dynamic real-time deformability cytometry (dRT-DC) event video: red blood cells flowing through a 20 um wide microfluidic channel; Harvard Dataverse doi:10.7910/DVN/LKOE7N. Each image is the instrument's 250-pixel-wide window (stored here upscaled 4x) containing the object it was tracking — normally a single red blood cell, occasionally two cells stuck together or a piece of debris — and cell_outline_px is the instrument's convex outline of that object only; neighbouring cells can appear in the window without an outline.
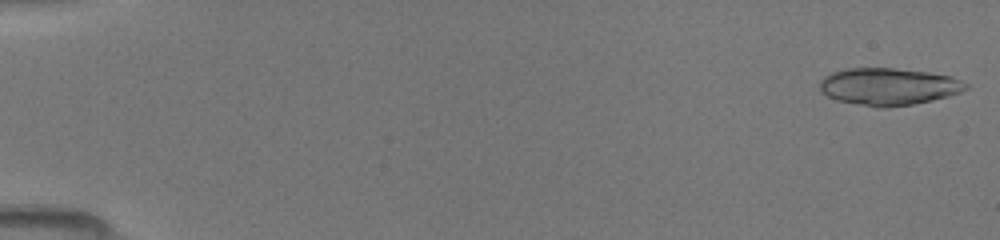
{"species": "common noctule bat (a hibernating species)", "species_latin": "Nyctalus noctula", "temperature_condition": "room temperature", "stored_images_in_passage": 30, "camera_frame_rate_fps": 3000, "um_per_image_px": 0.085, "animal": {"sex": "female", "body_mass_g": 19.5, "forearm_length_mm": 54.1}, "frame": {"image": 1, "passage_image": 1, "time_ms": 0.0, "image_size_px": [1000, 240], "cell_outline_px": [[968, 88], [960, 92], [948, 96], [932, 100], [912, 104], [884, 108], [836, 100], [820, 92], [820, 80], [824, 76], [832, 72], [848, 68], [896, 68], [928, 72], [952, 76], [968, 84]], "centroid_in_image_um": [75.52, 7.35], "position_along_channel_um": 9.5, "area_um2": 31.56}}
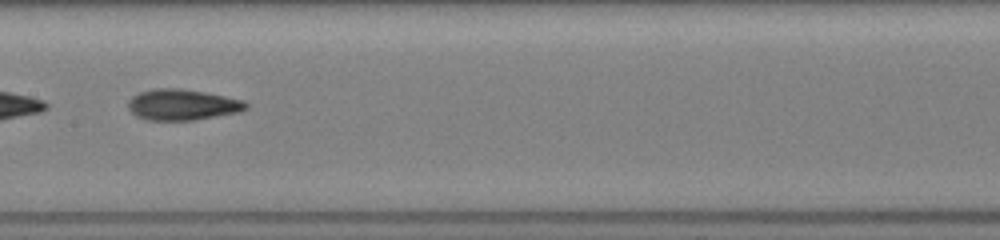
{"frame": {"image": 2, "passage_image": 26, "time_ms": 8.333, "image_size_px": [1000, 240], "cell_outline_px": [[248, 108], [240, 112], [196, 120], [144, 120], [136, 116], [128, 108], [128, 100], [132, 96], [140, 92], [152, 88], [180, 88], [204, 92], [244, 100], [248, 104]], "centroid_in_image_um": [15.49, 8.9], "position_along_channel_um": 191.9, "area_um2": 21.44}}